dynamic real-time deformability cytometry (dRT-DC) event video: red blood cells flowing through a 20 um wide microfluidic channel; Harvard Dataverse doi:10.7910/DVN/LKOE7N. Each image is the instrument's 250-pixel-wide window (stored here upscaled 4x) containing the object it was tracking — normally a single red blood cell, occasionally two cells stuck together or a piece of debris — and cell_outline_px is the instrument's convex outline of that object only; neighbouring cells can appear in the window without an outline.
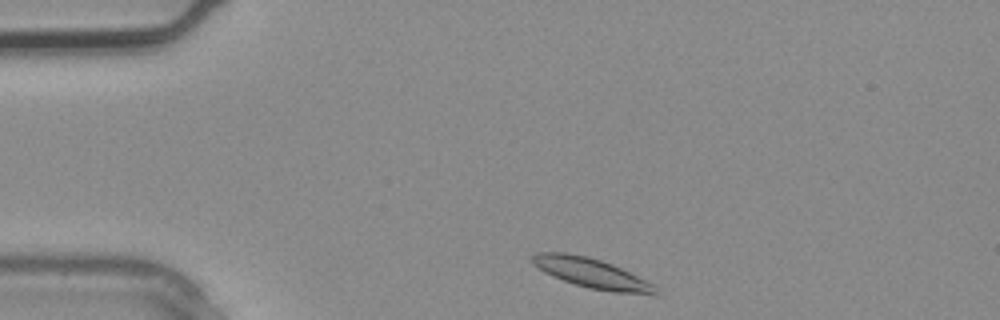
{"species": "common noctule bat (a hibernating species)", "species_latin": "Nyctalus noctula", "temperature_condition": "warm", "stored_images_in_passage": 3, "camera_frame_rate_fps": 3000, "um_per_image_px": 0.085, "animal": {"sex": "male", "body_mass_g": 20.4}, "frame": {"image": 1, "passage_image": 1, "time_ms": 0.0, "image_size_px": [1000, 320], "cell_outline_px": [[656, 296], [612, 292], [588, 288], [552, 276], [544, 272], [532, 264], [532, 256], [536, 252], [568, 252], [588, 256], [612, 264], [656, 284]], "centroid_in_image_um": [50.33, 23.23], "position_along_channel_um": 34.7, "area_um2": 21.68}}